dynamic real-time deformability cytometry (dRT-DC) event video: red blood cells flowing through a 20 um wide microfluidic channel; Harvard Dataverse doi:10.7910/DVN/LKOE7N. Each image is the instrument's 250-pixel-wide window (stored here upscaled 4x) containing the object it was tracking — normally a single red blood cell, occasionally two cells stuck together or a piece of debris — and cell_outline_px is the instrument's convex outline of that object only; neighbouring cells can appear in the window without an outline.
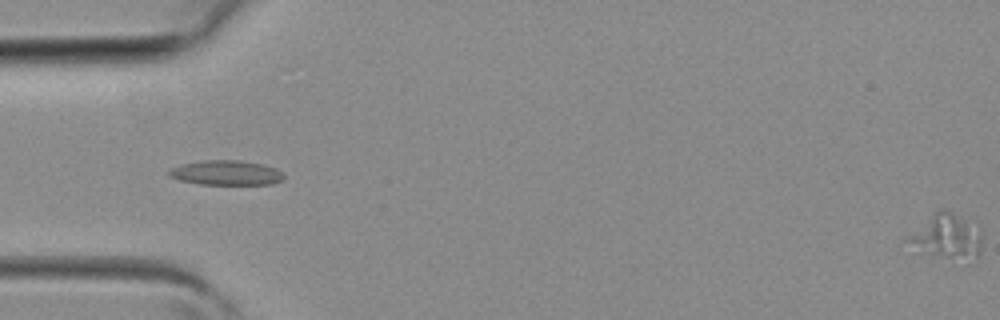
{"species": "common noctule bat (a hibernating species)", "species_latin": "Nyctalus noctula", "temperature_condition": "room temperature", "stored_images_in_passage": 12, "segment_of_instrument_passage": [2, 2], "camera_frame_rate_fps": 3000, "um_per_image_px": 0.085, "animal": {"sex": "female", "body_mass_g": 19.3, "forearm_length_mm": 54.1}, "frame": {"image": 1, "passage_image": 12, "time_ms": 3.667, "image_size_px": [1000, 320], "cell_outline_px": [[984, 236], [980, 252], [976, 260], [972, 264], [968, 264], [936, 256], [924, 252], [904, 240], [908, 236], [936, 212], [952, 212], [980, 228], [984, 232]], "centroid_in_image_um": [80.63, 20.22], "position_along_channel_um": 4.4, "area_um2": 19.48}}